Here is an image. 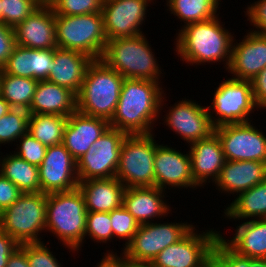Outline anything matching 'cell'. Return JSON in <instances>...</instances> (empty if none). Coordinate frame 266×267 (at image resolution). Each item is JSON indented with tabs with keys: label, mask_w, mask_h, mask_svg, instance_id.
Here are the masks:
<instances>
[{
	"label": "cell",
	"mask_w": 266,
	"mask_h": 267,
	"mask_svg": "<svg viewBox=\"0 0 266 267\" xmlns=\"http://www.w3.org/2000/svg\"><path fill=\"white\" fill-rule=\"evenodd\" d=\"M239 39L234 38L230 65L226 71L232 78L251 81L266 67V35L248 30Z\"/></svg>",
	"instance_id": "ac0fdd59"
},
{
	"label": "cell",
	"mask_w": 266,
	"mask_h": 267,
	"mask_svg": "<svg viewBox=\"0 0 266 267\" xmlns=\"http://www.w3.org/2000/svg\"><path fill=\"white\" fill-rule=\"evenodd\" d=\"M249 4L245 8L246 11H244L247 21L253 27L249 28V30L266 35V0H254Z\"/></svg>",
	"instance_id": "b9f144b4"
},
{
	"label": "cell",
	"mask_w": 266,
	"mask_h": 267,
	"mask_svg": "<svg viewBox=\"0 0 266 267\" xmlns=\"http://www.w3.org/2000/svg\"><path fill=\"white\" fill-rule=\"evenodd\" d=\"M106 252H103L102 259L93 267H133L113 249Z\"/></svg>",
	"instance_id": "7dc6e473"
},
{
	"label": "cell",
	"mask_w": 266,
	"mask_h": 267,
	"mask_svg": "<svg viewBox=\"0 0 266 267\" xmlns=\"http://www.w3.org/2000/svg\"><path fill=\"white\" fill-rule=\"evenodd\" d=\"M86 238L102 245L113 241L110 212L87 211L84 242Z\"/></svg>",
	"instance_id": "d590c367"
},
{
	"label": "cell",
	"mask_w": 266,
	"mask_h": 267,
	"mask_svg": "<svg viewBox=\"0 0 266 267\" xmlns=\"http://www.w3.org/2000/svg\"><path fill=\"white\" fill-rule=\"evenodd\" d=\"M109 127L108 120L87 116L76 110L68 117L62 144L77 161Z\"/></svg>",
	"instance_id": "7402d4cb"
},
{
	"label": "cell",
	"mask_w": 266,
	"mask_h": 267,
	"mask_svg": "<svg viewBox=\"0 0 266 267\" xmlns=\"http://www.w3.org/2000/svg\"><path fill=\"white\" fill-rule=\"evenodd\" d=\"M11 109L12 107L10 106V104L0 96V118L7 114Z\"/></svg>",
	"instance_id": "681fc988"
},
{
	"label": "cell",
	"mask_w": 266,
	"mask_h": 267,
	"mask_svg": "<svg viewBox=\"0 0 266 267\" xmlns=\"http://www.w3.org/2000/svg\"><path fill=\"white\" fill-rule=\"evenodd\" d=\"M124 79L101 59L93 60L76 95L77 111L110 121L119 101Z\"/></svg>",
	"instance_id": "277c9868"
},
{
	"label": "cell",
	"mask_w": 266,
	"mask_h": 267,
	"mask_svg": "<svg viewBox=\"0 0 266 267\" xmlns=\"http://www.w3.org/2000/svg\"><path fill=\"white\" fill-rule=\"evenodd\" d=\"M113 240H123L122 250L131 242L140 224L133 215L122 205L110 212ZM125 239V240H124Z\"/></svg>",
	"instance_id": "8d00e7d4"
},
{
	"label": "cell",
	"mask_w": 266,
	"mask_h": 267,
	"mask_svg": "<svg viewBox=\"0 0 266 267\" xmlns=\"http://www.w3.org/2000/svg\"><path fill=\"white\" fill-rule=\"evenodd\" d=\"M40 192H68L77 188V161L61 144L48 146L42 164L38 167Z\"/></svg>",
	"instance_id": "e0dca14e"
},
{
	"label": "cell",
	"mask_w": 266,
	"mask_h": 267,
	"mask_svg": "<svg viewBox=\"0 0 266 267\" xmlns=\"http://www.w3.org/2000/svg\"><path fill=\"white\" fill-rule=\"evenodd\" d=\"M14 28L0 22V69H2L15 47Z\"/></svg>",
	"instance_id": "7bdbcfd3"
},
{
	"label": "cell",
	"mask_w": 266,
	"mask_h": 267,
	"mask_svg": "<svg viewBox=\"0 0 266 267\" xmlns=\"http://www.w3.org/2000/svg\"><path fill=\"white\" fill-rule=\"evenodd\" d=\"M187 147L194 181L202 188L207 183L214 184L226 161L218 136L213 133L210 137L193 142Z\"/></svg>",
	"instance_id": "ffe728a7"
},
{
	"label": "cell",
	"mask_w": 266,
	"mask_h": 267,
	"mask_svg": "<svg viewBox=\"0 0 266 267\" xmlns=\"http://www.w3.org/2000/svg\"><path fill=\"white\" fill-rule=\"evenodd\" d=\"M154 1L156 3V0H104L101 13L107 39L144 34L141 27Z\"/></svg>",
	"instance_id": "9a60e30c"
},
{
	"label": "cell",
	"mask_w": 266,
	"mask_h": 267,
	"mask_svg": "<svg viewBox=\"0 0 266 267\" xmlns=\"http://www.w3.org/2000/svg\"><path fill=\"white\" fill-rule=\"evenodd\" d=\"M54 49H31L17 44L2 70L14 76L47 80L53 62Z\"/></svg>",
	"instance_id": "cb8c5ba5"
},
{
	"label": "cell",
	"mask_w": 266,
	"mask_h": 267,
	"mask_svg": "<svg viewBox=\"0 0 266 267\" xmlns=\"http://www.w3.org/2000/svg\"><path fill=\"white\" fill-rule=\"evenodd\" d=\"M57 47L78 51L93 60L101 59L108 39L102 13L84 15H56Z\"/></svg>",
	"instance_id": "8992f818"
},
{
	"label": "cell",
	"mask_w": 266,
	"mask_h": 267,
	"mask_svg": "<svg viewBox=\"0 0 266 267\" xmlns=\"http://www.w3.org/2000/svg\"><path fill=\"white\" fill-rule=\"evenodd\" d=\"M211 267H266V259L239 255L219 237L212 251Z\"/></svg>",
	"instance_id": "836d02e7"
},
{
	"label": "cell",
	"mask_w": 266,
	"mask_h": 267,
	"mask_svg": "<svg viewBox=\"0 0 266 267\" xmlns=\"http://www.w3.org/2000/svg\"><path fill=\"white\" fill-rule=\"evenodd\" d=\"M251 87L256 108L266 109V67L260 71L252 80Z\"/></svg>",
	"instance_id": "f6af8a7d"
},
{
	"label": "cell",
	"mask_w": 266,
	"mask_h": 267,
	"mask_svg": "<svg viewBox=\"0 0 266 267\" xmlns=\"http://www.w3.org/2000/svg\"><path fill=\"white\" fill-rule=\"evenodd\" d=\"M225 27V22L223 24L217 15L213 19L190 23L178 29L174 42L176 57L188 66L195 64L194 67L223 62L222 65L227 70L236 35Z\"/></svg>",
	"instance_id": "7a4b0ae2"
},
{
	"label": "cell",
	"mask_w": 266,
	"mask_h": 267,
	"mask_svg": "<svg viewBox=\"0 0 266 267\" xmlns=\"http://www.w3.org/2000/svg\"><path fill=\"white\" fill-rule=\"evenodd\" d=\"M76 95L48 80L38 81L28 112L69 117L76 111Z\"/></svg>",
	"instance_id": "4316f807"
},
{
	"label": "cell",
	"mask_w": 266,
	"mask_h": 267,
	"mask_svg": "<svg viewBox=\"0 0 266 267\" xmlns=\"http://www.w3.org/2000/svg\"><path fill=\"white\" fill-rule=\"evenodd\" d=\"M252 122V123H251ZM254 121L215 128L225 160L266 163V134Z\"/></svg>",
	"instance_id": "5bb4252c"
},
{
	"label": "cell",
	"mask_w": 266,
	"mask_h": 267,
	"mask_svg": "<svg viewBox=\"0 0 266 267\" xmlns=\"http://www.w3.org/2000/svg\"><path fill=\"white\" fill-rule=\"evenodd\" d=\"M49 240L45 244L44 242L38 243H25L20 247L26 252L27 261L29 267H62L60 262L56 258V253L51 251Z\"/></svg>",
	"instance_id": "ab89813d"
},
{
	"label": "cell",
	"mask_w": 266,
	"mask_h": 267,
	"mask_svg": "<svg viewBox=\"0 0 266 267\" xmlns=\"http://www.w3.org/2000/svg\"><path fill=\"white\" fill-rule=\"evenodd\" d=\"M38 80L5 73L0 69V96L12 108L29 110Z\"/></svg>",
	"instance_id": "1f68e13d"
},
{
	"label": "cell",
	"mask_w": 266,
	"mask_h": 267,
	"mask_svg": "<svg viewBox=\"0 0 266 267\" xmlns=\"http://www.w3.org/2000/svg\"><path fill=\"white\" fill-rule=\"evenodd\" d=\"M154 168L155 186L161 190L201 188L192 176L188 151L185 154V151L183 153L172 145L159 143L156 146Z\"/></svg>",
	"instance_id": "2e32d148"
},
{
	"label": "cell",
	"mask_w": 266,
	"mask_h": 267,
	"mask_svg": "<svg viewBox=\"0 0 266 267\" xmlns=\"http://www.w3.org/2000/svg\"><path fill=\"white\" fill-rule=\"evenodd\" d=\"M6 267H29L26 252L20 246L8 258Z\"/></svg>",
	"instance_id": "c3c4849f"
},
{
	"label": "cell",
	"mask_w": 266,
	"mask_h": 267,
	"mask_svg": "<svg viewBox=\"0 0 266 267\" xmlns=\"http://www.w3.org/2000/svg\"><path fill=\"white\" fill-rule=\"evenodd\" d=\"M153 50L145 34L111 39L106 44L101 60L124 78L162 83L160 79L164 70Z\"/></svg>",
	"instance_id": "5b68a950"
},
{
	"label": "cell",
	"mask_w": 266,
	"mask_h": 267,
	"mask_svg": "<svg viewBox=\"0 0 266 267\" xmlns=\"http://www.w3.org/2000/svg\"><path fill=\"white\" fill-rule=\"evenodd\" d=\"M152 134L127 135L122 143L115 177L127 187H154V157L160 141Z\"/></svg>",
	"instance_id": "9c48e42d"
},
{
	"label": "cell",
	"mask_w": 266,
	"mask_h": 267,
	"mask_svg": "<svg viewBox=\"0 0 266 267\" xmlns=\"http://www.w3.org/2000/svg\"><path fill=\"white\" fill-rule=\"evenodd\" d=\"M127 135L124 131L109 127L77 160L78 181L114 178L122 143Z\"/></svg>",
	"instance_id": "4fadbf2b"
},
{
	"label": "cell",
	"mask_w": 266,
	"mask_h": 267,
	"mask_svg": "<svg viewBox=\"0 0 266 267\" xmlns=\"http://www.w3.org/2000/svg\"><path fill=\"white\" fill-rule=\"evenodd\" d=\"M161 221L140 225L131 242L120 255L133 267L149 265L166 247L178 242L195 225L193 223Z\"/></svg>",
	"instance_id": "ba28073f"
},
{
	"label": "cell",
	"mask_w": 266,
	"mask_h": 267,
	"mask_svg": "<svg viewBox=\"0 0 266 267\" xmlns=\"http://www.w3.org/2000/svg\"><path fill=\"white\" fill-rule=\"evenodd\" d=\"M196 225L178 242L162 250L151 267H211V256L219 231L200 229Z\"/></svg>",
	"instance_id": "8fae6325"
},
{
	"label": "cell",
	"mask_w": 266,
	"mask_h": 267,
	"mask_svg": "<svg viewBox=\"0 0 266 267\" xmlns=\"http://www.w3.org/2000/svg\"><path fill=\"white\" fill-rule=\"evenodd\" d=\"M13 146H16L15 151H12L16 156L37 167L42 164L47 150V146L34 138L29 132L22 135L16 141V145Z\"/></svg>",
	"instance_id": "60d3db41"
},
{
	"label": "cell",
	"mask_w": 266,
	"mask_h": 267,
	"mask_svg": "<svg viewBox=\"0 0 266 267\" xmlns=\"http://www.w3.org/2000/svg\"><path fill=\"white\" fill-rule=\"evenodd\" d=\"M29 115L28 110L12 108L0 118V147L6 144L15 145L13 142L28 132Z\"/></svg>",
	"instance_id": "e575fe53"
},
{
	"label": "cell",
	"mask_w": 266,
	"mask_h": 267,
	"mask_svg": "<svg viewBox=\"0 0 266 267\" xmlns=\"http://www.w3.org/2000/svg\"><path fill=\"white\" fill-rule=\"evenodd\" d=\"M0 22H2L1 0H0Z\"/></svg>",
	"instance_id": "816d5d0a"
},
{
	"label": "cell",
	"mask_w": 266,
	"mask_h": 267,
	"mask_svg": "<svg viewBox=\"0 0 266 267\" xmlns=\"http://www.w3.org/2000/svg\"><path fill=\"white\" fill-rule=\"evenodd\" d=\"M166 92L164 93L161 103H160V119L166 124L169 130L180 136L184 142L186 141L188 145L201 139H206L214 133V125L211 122L210 114L206 106L197 103V101L192 99L183 98L182 100H177L176 103L170 105L169 108L166 107L164 102ZM166 107L168 110H165ZM162 110H165L166 114L162 115ZM167 111V112H166ZM163 116V119H161Z\"/></svg>",
	"instance_id": "7c38bea8"
},
{
	"label": "cell",
	"mask_w": 266,
	"mask_h": 267,
	"mask_svg": "<svg viewBox=\"0 0 266 267\" xmlns=\"http://www.w3.org/2000/svg\"><path fill=\"white\" fill-rule=\"evenodd\" d=\"M46 202L45 193H22L0 213V229L20 245L44 242V234L41 233H45L46 227Z\"/></svg>",
	"instance_id": "52a82bcc"
},
{
	"label": "cell",
	"mask_w": 266,
	"mask_h": 267,
	"mask_svg": "<svg viewBox=\"0 0 266 267\" xmlns=\"http://www.w3.org/2000/svg\"><path fill=\"white\" fill-rule=\"evenodd\" d=\"M42 5H50L53 0H38Z\"/></svg>",
	"instance_id": "f907efd6"
},
{
	"label": "cell",
	"mask_w": 266,
	"mask_h": 267,
	"mask_svg": "<svg viewBox=\"0 0 266 267\" xmlns=\"http://www.w3.org/2000/svg\"><path fill=\"white\" fill-rule=\"evenodd\" d=\"M234 232L227 239L219 232L233 251L249 258L266 259V218L243 221L237 224Z\"/></svg>",
	"instance_id": "83f0119b"
},
{
	"label": "cell",
	"mask_w": 266,
	"mask_h": 267,
	"mask_svg": "<svg viewBox=\"0 0 266 267\" xmlns=\"http://www.w3.org/2000/svg\"><path fill=\"white\" fill-rule=\"evenodd\" d=\"M19 246L14 238L0 229V267H6L8 258Z\"/></svg>",
	"instance_id": "bcb514c9"
},
{
	"label": "cell",
	"mask_w": 266,
	"mask_h": 267,
	"mask_svg": "<svg viewBox=\"0 0 266 267\" xmlns=\"http://www.w3.org/2000/svg\"><path fill=\"white\" fill-rule=\"evenodd\" d=\"M266 180V163L226 160L219 178L214 182L221 195H239Z\"/></svg>",
	"instance_id": "603a6c76"
},
{
	"label": "cell",
	"mask_w": 266,
	"mask_h": 267,
	"mask_svg": "<svg viewBox=\"0 0 266 267\" xmlns=\"http://www.w3.org/2000/svg\"><path fill=\"white\" fill-rule=\"evenodd\" d=\"M214 88L207 109L214 128L252 121L256 108L251 81L227 78ZM250 117V118H249Z\"/></svg>",
	"instance_id": "30bf717a"
},
{
	"label": "cell",
	"mask_w": 266,
	"mask_h": 267,
	"mask_svg": "<svg viewBox=\"0 0 266 267\" xmlns=\"http://www.w3.org/2000/svg\"><path fill=\"white\" fill-rule=\"evenodd\" d=\"M87 211L111 212L123 205L125 186L116 177L79 181Z\"/></svg>",
	"instance_id": "484cf974"
},
{
	"label": "cell",
	"mask_w": 266,
	"mask_h": 267,
	"mask_svg": "<svg viewBox=\"0 0 266 267\" xmlns=\"http://www.w3.org/2000/svg\"><path fill=\"white\" fill-rule=\"evenodd\" d=\"M0 151V173L12 181L22 193L40 192L38 167L10 154L2 155ZM3 156V157H2Z\"/></svg>",
	"instance_id": "f546056e"
},
{
	"label": "cell",
	"mask_w": 266,
	"mask_h": 267,
	"mask_svg": "<svg viewBox=\"0 0 266 267\" xmlns=\"http://www.w3.org/2000/svg\"><path fill=\"white\" fill-rule=\"evenodd\" d=\"M21 194L19 188L0 173V213L12 205Z\"/></svg>",
	"instance_id": "ee69618b"
},
{
	"label": "cell",
	"mask_w": 266,
	"mask_h": 267,
	"mask_svg": "<svg viewBox=\"0 0 266 267\" xmlns=\"http://www.w3.org/2000/svg\"><path fill=\"white\" fill-rule=\"evenodd\" d=\"M68 117L50 114H30L28 132L45 146L61 144Z\"/></svg>",
	"instance_id": "d6a6232c"
},
{
	"label": "cell",
	"mask_w": 266,
	"mask_h": 267,
	"mask_svg": "<svg viewBox=\"0 0 266 267\" xmlns=\"http://www.w3.org/2000/svg\"><path fill=\"white\" fill-rule=\"evenodd\" d=\"M228 204L222 216L232 221L266 218V180L240 193Z\"/></svg>",
	"instance_id": "f1b7e54d"
},
{
	"label": "cell",
	"mask_w": 266,
	"mask_h": 267,
	"mask_svg": "<svg viewBox=\"0 0 266 267\" xmlns=\"http://www.w3.org/2000/svg\"><path fill=\"white\" fill-rule=\"evenodd\" d=\"M87 209L78 188L47 194L45 232L58 239L72 254L84 245ZM60 241V242H59ZM62 242V243H61ZM81 248V249H80Z\"/></svg>",
	"instance_id": "3957f363"
},
{
	"label": "cell",
	"mask_w": 266,
	"mask_h": 267,
	"mask_svg": "<svg viewBox=\"0 0 266 267\" xmlns=\"http://www.w3.org/2000/svg\"><path fill=\"white\" fill-rule=\"evenodd\" d=\"M92 61L93 59L84 53L57 47L54 49V66L47 80L77 95Z\"/></svg>",
	"instance_id": "d4e9b609"
},
{
	"label": "cell",
	"mask_w": 266,
	"mask_h": 267,
	"mask_svg": "<svg viewBox=\"0 0 266 267\" xmlns=\"http://www.w3.org/2000/svg\"><path fill=\"white\" fill-rule=\"evenodd\" d=\"M165 8L180 22L181 28L190 23L204 22L220 14L221 0H165ZM221 2V3H220ZM220 5V6H219ZM167 6V7H166ZM219 10V11H218Z\"/></svg>",
	"instance_id": "4dcf8cb0"
},
{
	"label": "cell",
	"mask_w": 266,
	"mask_h": 267,
	"mask_svg": "<svg viewBox=\"0 0 266 267\" xmlns=\"http://www.w3.org/2000/svg\"><path fill=\"white\" fill-rule=\"evenodd\" d=\"M15 43L31 49H55V14L50 5H41L14 27Z\"/></svg>",
	"instance_id": "d6986e66"
},
{
	"label": "cell",
	"mask_w": 266,
	"mask_h": 267,
	"mask_svg": "<svg viewBox=\"0 0 266 267\" xmlns=\"http://www.w3.org/2000/svg\"><path fill=\"white\" fill-rule=\"evenodd\" d=\"M104 0H53L50 4L56 15H84L102 11Z\"/></svg>",
	"instance_id": "f35d334b"
},
{
	"label": "cell",
	"mask_w": 266,
	"mask_h": 267,
	"mask_svg": "<svg viewBox=\"0 0 266 267\" xmlns=\"http://www.w3.org/2000/svg\"><path fill=\"white\" fill-rule=\"evenodd\" d=\"M41 5L38 0H1L2 23L14 28Z\"/></svg>",
	"instance_id": "74e56055"
},
{
	"label": "cell",
	"mask_w": 266,
	"mask_h": 267,
	"mask_svg": "<svg viewBox=\"0 0 266 267\" xmlns=\"http://www.w3.org/2000/svg\"><path fill=\"white\" fill-rule=\"evenodd\" d=\"M165 90L156 81L125 78L110 127L128 135L154 133Z\"/></svg>",
	"instance_id": "6da1fadb"
},
{
	"label": "cell",
	"mask_w": 266,
	"mask_h": 267,
	"mask_svg": "<svg viewBox=\"0 0 266 267\" xmlns=\"http://www.w3.org/2000/svg\"><path fill=\"white\" fill-rule=\"evenodd\" d=\"M154 187H127L123 194V205L140 225L163 219L171 213V204L166 201V192ZM168 202V203H167ZM162 217V218H161ZM155 220H154V219Z\"/></svg>",
	"instance_id": "44dd1931"
}]
</instances>
